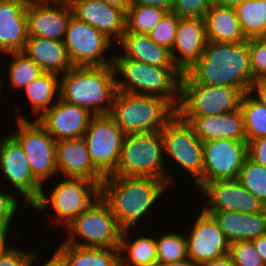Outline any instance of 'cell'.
Segmentation results:
<instances>
[{
  "mask_svg": "<svg viewBox=\"0 0 266 266\" xmlns=\"http://www.w3.org/2000/svg\"><path fill=\"white\" fill-rule=\"evenodd\" d=\"M34 250L24 251L16 246L0 255V266H28Z\"/></svg>",
  "mask_w": 266,
  "mask_h": 266,
  "instance_id": "obj_43",
  "label": "cell"
},
{
  "mask_svg": "<svg viewBox=\"0 0 266 266\" xmlns=\"http://www.w3.org/2000/svg\"><path fill=\"white\" fill-rule=\"evenodd\" d=\"M229 254L236 266H266L254 248L252 240H240L230 243Z\"/></svg>",
  "mask_w": 266,
  "mask_h": 266,
  "instance_id": "obj_39",
  "label": "cell"
},
{
  "mask_svg": "<svg viewBox=\"0 0 266 266\" xmlns=\"http://www.w3.org/2000/svg\"><path fill=\"white\" fill-rule=\"evenodd\" d=\"M243 92L230 86L180 83L181 117L211 116L230 113L240 108Z\"/></svg>",
  "mask_w": 266,
  "mask_h": 266,
  "instance_id": "obj_10",
  "label": "cell"
},
{
  "mask_svg": "<svg viewBox=\"0 0 266 266\" xmlns=\"http://www.w3.org/2000/svg\"><path fill=\"white\" fill-rule=\"evenodd\" d=\"M203 19L208 40L239 44L248 39L241 29L235 8L212 4Z\"/></svg>",
  "mask_w": 266,
  "mask_h": 266,
  "instance_id": "obj_28",
  "label": "cell"
},
{
  "mask_svg": "<svg viewBox=\"0 0 266 266\" xmlns=\"http://www.w3.org/2000/svg\"><path fill=\"white\" fill-rule=\"evenodd\" d=\"M12 224H0V255L7 252L13 246L7 244L8 233L10 234V227Z\"/></svg>",
  "mask_w": 266,
  "mask_h": 266,
  "instance_id": "obj_48",
  "label": "cell"
},
{
  "mask_svg": "<svg viewBox=\"0 0 266 266\" xmlns=\"http://www.w3.org/2000/svg\"><path fill=\"white\" fill-rule=\"evenodd\" d=\"M36 250L37 248L34 249L28 266H33V264L36 263L37 260H39L40 255L37 254ZM41 266H65V263L62 256L55 250L53 255H51L50 258H48V260L44 262V264H41Z\"/></svg>",
  "mask_w": 266,
  "mask_h": 266,
  "instance_id": "obj_45",
  "label": "cell"
},
{
  "mask_svg": "<svg viewBox=\"0 0 266 266\" xmlns=\"http://www.w3.org/2000/svg\"><path fill=\"white\" fill-rule=\"evenodd\" d=\"M113 66L117 90L140 95H153L166 99L176 110L180 103L182 73L177 67L145 64L114 54ZM123 76V79H122ZM121 79V80H120Z\"/></svg>",
  "mask_w": 266,
  "mask_h": 266,
  "instance_id": "obj_4",
  "label": "cell"
},
{
  "mask_svg": "<svg viewBox=\"0 0 266 266\" xmlns=\"http://www.w3.org/2000/svg\"><path fill=\"white\" fill-rule=\"evenodd\" d=\"M129 230L124 229L119 245L120 266H157V245L154 237L139 235L134 240L129 236ZM124 253V254H123Z\"/></svg>",
  "mask_w": 266,
  "mask_h": 266,
  "instance_id": "obj_29",
  "label": "cell"
},
{
  "mask_svg": "<svg viewBox=\"0 0 266 266\" xmlns=\"http://www.w3.org/2000/svg\"><path fill=\"white\" fill-rule=\"evenodd\" d=\"M2 80H3V79L0 78V93H1V91L3 90V87H2V86H3V82H2ZM0 95H1V94H0ZM0 100H1V99H0Z\"/></svg>",
  "mask_w": 266,
  "mask_h": 266,
  "instance_id": "obj_55",
  "label": "cell"
},
{
  "mask_svg": "<svg viewBox=\"0 0 266 266\" xmlns=\"http://www.w3.org/2000/svg\"><path fill=\"white\" fill-rule=\"evenodd\" d=\"M213 216L229 243L254 240L266 234V210L259 213L204 211Z\"/></svg>",
  "mask_w": 266,
  "mask_h": 266,
  "instance_id": "obj_25",
  "label": "cell"
},
{
  "mask_svg": "<svg viewBox=\"0 0 266 266\" xmlns=\"http://www.w3.org/2000/svg\"><path fill=\"white\" fill-rule=\"evenodd\" d=\"M2 139V140H1ZM0 139V173L32 205L39 199L43 185L33 176L26 153L10 134Z\"/></svg>",
  "mask_w": 266,
  "mask_h": 266,
  "instance_id": "obj_14",
  "label": "cell"
},
{
  "mask_svg": "<svg viewBox=\"0 0 266 266\" xmlns=\"http://www.w3.org/2000/svg\"><path fill=\"white\" fill-rule=\"evenodd\" d=\"M244 1L245 0H212V4L222 7L236 8Z\"/></svg>",
  "mask_w": 266,
  "mask_h": 266,
  "instance_id": "obj_52",
  "label": "cell"
},
{
  "mask_svg": "<svg viewBox=\"0 0 266 266\" xmlns=\"http://www.w3.org/2000/svg\"><path fill=\"white\" fill-rule=\"evenodd\" d=\"M179 17L172 11L167 12L160 22L149 33L150 38L158 45L172 50L175 42Z\"/></svg>",
  "mask_w": 266,
  "mask_h": 266,
  "instance_id": "obj_38",
  "label": "cell"
},
{
  "mask_svg": "<svg viewBox=\"0 0 266 266\" xmlns=\"http://www.w3.org/2000/svg\"><path fill=\"white\" fill-rule=\"evenodd\" d=\"M204 19L179 18L171 57L177 69L184 73L201 56L207 43Z\"/></svg>",
  "mask_w": 266,
  "mask_h": 266,
  "instance_id": "obj_22",
  "label": "cell"
},
{
  "mask_svg": "<svg viewBox=\"0 0 266 266\" xmlns=\"http://www.w3.org/2000/svg\"><path fill=\"white\" fill-rule=\"evenodd\" d=\"M113 43L105 34L78 19L73 14L71 15L64 44L69 60L73 66L91 67L112 65L114 53L108 56L106 52L114 45ZM104 54L106 55L104 56Z\"/></svg>",
  "mask_w": 266,
  "mask_h": 266,
  "instance_id": "obj_12",
  "label": "cell"
},
{
  "mask_svg": "<svg viewBox=\"0 0 266 266\" xmlns=\"http://www.w3.org/2000/svg\"><path fill=\"white\" fill-rule=\"evenodd\" d=\"M4 55H10V58H12L9 61V70L7 71H9L8 76L13 91H18L19 89L24 91L23 89H25L28 84L44 73L43 70L22 51L9 52Z\"/></svg>",
  "mask_w": 266,
  "mask_h": 266,
  "instance_id": "obj_34",
  "label": "cell"
},
{
  "mask_svg": "<svg viewBox=\"0 0 266 266\" xmlns=\"http://www.w3.org/2000/svg\"><path fill=\"white\" fill-rule=\"evenodd\" d=\"M24 90L37 120L60 99V76L44 72Z\"/></svg>",
  "mask_w": 266,
  "mask_h": 266,
  "instance_id": "obj_31",
  "label": "cell"
},
{
  "mask_svg": "<svg viewBox=\"0 0 266 266\" xmlns=\"http://www.w3.org/2000/svg\"><path fill=\"white\" fill-rule=\"evenodd\" d=\"M73 14L69 1L27 5L29 37L64 41L68 22Z\"/></svg>",
  "mask_w": 266,
  "mask_h": 266,
  "instance_id": "obj_18",
  "label": "cell"
},
{
  "mask_svg": "<svg viewBox=\"0 0 266 266\" xmlns=\"http://www.w3.org/2000/svg\"><path fill=\"white\" fill-rule=\"evenodd\" d=\"M58 176L84 178L100 187L105 177L92 164L84 137L65 138L56 141Z\"/></svg>",
  "mask_w": 266,
  "mask_h": 266,
  "instance_id": "obj_20",
  "label": "cell"
},
{
  "mask_svg": "<svg viewBox=\"0 0 266 266\" xmlns=\"http://www.w3.org/2000/svg\"><path fill=\"white\" fill-rule=\"evenodd\" d=\"M116 76L113 64L73 66L60 76V99L93 115L110 114L117 92Z\"/></svg>",
  "mask_w": 266,
  "mask_h": 266,
  "instance_id": "obj_3",
  "label": "cell"
},
{
  "mask_svg": "<svg viewBox=\"0 0 266 266\" xmlns=\"http://www.w3.org/2000/svg\"><path fill=\"white\" fill-rule=\"evenodd\" d=\"M161 131L126 134L112 176L154 177L175 183L166 167Z\"/></svg>",
  "mask_w": 266,
  "mask_h": 266,
  "instance_id": "obj_5",
  "label": "cell"
},
{
  "mask_svg": "<svg viewBox=\"0 0 266 266\" xmlns=\"http://www.w3.org/2000/svg\"><path fill=\"white\" fill-rule=\"evenodd\" d=\"M250 92L266 105V76L255 79Z\"/></svg>",
  "mask_w": 266,
  "mask_h": 266,
  "instance_id": "obj_47",
  "label": "cell"
},
{
  "mask_svg": "<svg viewBox=\"0 0 266 266\" xmlns=\"http://www.w3.org/2000/svg\"><path fill=\"white\" fill-rule=\"evenodd\" d=\"M157 245L158 265L172 263L187 258L185 234L181 232H165L155 238Z\"/></svg>",
  "mask_w": 266,
  "mask_h": 266,
  "instance_id": "obj_36",
  "label": "cell"
},
{
  "mask_svg": "<svg viewBox=\"0 0 266 266\" xmlns=\"http://www.w3.org/2000/svg\"><path fill=\"white\" fill-rule=\"evenodd\" d=\"M21 1L29 5V4H41V3H53L59 0H21Z\"/></svg>",
  "mask_w": 266,
  "mask_h": 266,
  "instance_id": "obj_54",
  "label": "cell"
},
{
  "mask_svg": "<svg viewBox=\"0 0 266 266\" xmlns=\"http://www.w3.org/2000/svg\"><path fill=\"white\" fill-rule=\"evenodd\" d=\"M186 235L187 257L202 265L229 253L230 243L212 215L201 210Z\"/></svg>",
  "mask_w": 266,
  "mask_h": 266,
  "instance_id": "obj_17",
  "label": "cell"
},
{
  "mask_svg": "<svg viewBox=\"0 0 266 266\" xmlns=\"http://www.w3.org/2000/svg\"><path fill=\"white\" fill-rule=\"evenodd\" d=\"M247 156L246 141L213 139L203 142L202 185L215 180L237 179Z\"/></svg>",
  "mask_w": 266,
  "mask_h": 266,
  "instance_id": "obj_15",
  "label": "cell"
},
{
  "mask_svg": "<svg viewBox=\"0 0 266 266\" xmlns=\"http://www.w3.org/2000/svg\"><path fill=\"white\" fill-rule=\"evenodd\" d=\"M212 5V0H174L171 11L179 18L203 19Z\"/></svg>",
  "mask_w": 266,
  "mask_h": 266,
  "instance_id": "obj_41",
  "label": "cell"
},
{
  "mask_svg": "<svg viewBox=\"0 0 266 266\" xmlns=\"http://www.w3.org/2000/svg\"><path fill=\"white\" fill-rule=\"evenodd\" d=\"M22 52L46 73L61 76L73 67L61 40L28 37Z\"/></svg>",
  "mask_w": 266,
  "mask_h": 266,
  "instance_id": "obj_26",
  "label": "cell"
},
{
  "mask_svg": "<svg viewBox=\"0 0 266 266\" xmlns=\"http://www.w3.org/2000/svg\"><path fill=\"white\" fill-rule=\"evenodd\" d=\"M177 110L159 96L116 92L110 115L125 134L160 131Z\"/></svg>",
  "mask_w": 266,
  "mask_h": 266,
  "instance_id": "obj_6",
  "label": "cell"
},
{
  "mask_svg": "<svg viewBox=\"0 0 266 266\" xmlns=\"http://www.w3.org/2000/svg\"><path fill=\"white\" fill-rule=\"evenodd\" d=\"M125 58L162 67H176L171 52L166 47L156 44L149 34L128 32L125 30L118 46Z\"/></svg>",
  "mask_w": 266,
  "mask_h": 266,
  "instance_id": "obj_27",
  "label": "cell"
},
{
  "mask_svg": "<svg viewBox=\"0 0 266 266\" xmlns=\"http://www.w3.org/2000/svg\"><path fill=\"white\" fill-rule=\"evenodd\" d=\"M157 266H201V265L193 261L191 258L187 257L184 260H179L172 263H165Z\"/></svg>",
  "mask_w": 266,
  "mask_h": 266,
  "instance_id": "obj_53",
  "label": "cell"
},
{
  "mask_svg": "<svg viewBox=\"0 0 266 266\" xmlns=\"http://www.w3.org/2000/svg\"><path fill=\"white\" fill-rule=\"evenodd\" d=\"M60 178L58 184L47 193L43 188L39 199L32 205L36 211H46L49 205L55 214L52 218L57 226L67 227L80 213L101 195V187L84 178Z\"/></svg>",
  "mask_w": 266,
  "mask_h": 266,
  "instance_id": "obj_8",
  "label": "cell"
},
{
  "mask_svg": "<svg viewBox=\"0 0 266 266\" xmlns=\"http://www.w3.org/2000/svg\"><path fill=\"white\" fill-rule=\"evenodd\" d=\"M55 249L65 266H120L119 248H93L60 243Z\"/></svg>",
  "mask_w": 266,
  "mask_h": 266,
  "instance_id": "obj_30",
  "label": "cell"
},
{
  "mask_svg": "<svg viewBox=\"0 0 266 266\" xmlns=\"http://www.w3.org/2000/svg\"><path fill=\"white\" fill-rule=\"evenodd\" d=\"M253 81L248 39L239 44L208 40L202 56L182 73L180 83L230 86L245 93Z\"/></svg>",
  "mask_w": 266,
  "mask_h": 266,
  "instance_id": "obj_1",
  "label": "cell"
},
{
  "mask_svg": "<svg viewBox=\"0 0 266 266\" xmlns=\"http://www.w3.org/2000/svg\"><path fill=\"white\" fill-rule=\"evenodd\" d=\"M235 11L247 38L266 36V0H245Z\"/></svg>",
  "mask_w": 266,
  "mask_h": 266,
  "instance_id": "obj_33",
  "label": "cell"
},
{
  "mask_svg": "<svg viewBox=\"0 0 266 266\" xmlns=\"http://www.w3.org/2000/svg\"><path fill=\"white\" fill-rule=\"evenodd\" d=\"M199 194L205 199L203 211H236L259 213L266 210L256 196L243 187L237 179L215 180L204 183Z\"/></svg>",
  "mask_w": 266,
  "mask_h": 266,
  "instance_id": "obj_16",
  "label": "cell"
},
{
  "mask_svg": "<svg viewBox=\"0 0 266 266\" xmlns=\"http://www.w3.org/2000/svg\"><path fill=\"white\" fill-rule=\"evenodd\" d=\"M182 118L193 126L202 142L213 139L246 141L244 116L240 108L225 114Z\"/></svg>",
  "mask_w": 266,
  "mask_h": 266,
  "instance_id": "obj_24",
  "label": "cell"
},
{
  "mask_svg": "<svg viewBox=\"0 0 266 266\" xmlns=\"http://www.w3.org/2000/svg\"><path fill=\"white\" fill-rule=\"evenodd\" d=\"M65 230L67 236L62 243L93 248H119L123 231L101 195Z\"/></svg>",
  "mask_w": 266,
  "mask_h": 266,
  "instance_id": "obj_7",
  "label": "cell"
},
{
  "mask_svg": "<svg viewBox=\"0 0 266 266\" xmlns=\"http://www.w3.org/2000/svg\"><path fill=\"white\" fill-rule=\"evenodd\" d=\"M237 180L266 205V167L254 162L247 156Z\"/></svg>",
  "mask_w": 266,
  "mask_h": 266,
  "instance_id": "obj_37",
  "label": "cell"
},
{
  "mask_svg": "<svg viewBox=\"0 0 266 266\" xmlns=\"http://www.w3.org/2000/svg\"><path fill=\"white\" fill-rule=\"evenodd\" d=\"M109 5L122 9L125 13L131 5V0H102Z\"/></svg>",
  "mask_w": 266,
  "mask_h": 266,
  "instance_id": "obj_51",
  "label": "cell"
},
{
  "mask_svg": "<svg viewBox=\"0 0 266 266\" xmlns=\"http://www.w3.org/2000/svg\"><path fill=\"white\" fill-rule=\"evenodd\" d=\"M73 15L117 44L125 32L126 13L102 0H70Z\"/></svg>",
  "mask_w": 266,
  "mask_h": 266,
  "instance_id": "obj_21",
  "label": "cell"
},
{
  "mask_svg": "<svg viewBox=\"0 0 266 266\" xmlns=\"http://www.w3.org/2000/svg\"><path fill=\"white\" fill-rule=\"evenodd\" d=\"M92 117L87 109L59 99L36 121L57 141L82 137Z\"/></svg>",
  "mask_w": 266,
  "mask_h": 266,
  "instance_id": "obj_19",
  "label": "cell"
},
{
  "mask_svg": "<svg viewBox=\"0 0 266 266\" xmlns=\"http://www.w3.org/2000/svg\"><path fill=\"white\" fill-rule=\"evenodd\" d=\"M167 12L152 6L130 5L126 12L125 30L149 34Z\"/></svg>",
  "mask_w": 266,
  "mask_h": 266,
  "instance_id": "obj_35",
  "label": "cell"
},
{
  "mask_svg": "<svg viewBox=\"0 0 266 266\" xmlns=\"http://www.w3.org/2000/svg\"><path fill=\"white\" fill-rule=\"evenodd\" d=\"M247 152L251 160L266 167V137L248 142Z\"/></svg>",
  "mask_w": 266,
  "mask_h": 266,
  "instance_id": "obj_44",
  "label": "cell"
},
{
  "mask_svg": "<svg viewBox=\"0 0 266 266\" xmlns=\"http://www.w3.org/2000/svg\"><path fill=\"white\" fill-rule=\"evenodd\" d=\"M252 241L254 242V248L256 249L257 253L261 256L263 262L266 265V234Z\"/></svg>",
  "mask_w": 266,
  "mask_h": 266,
  "instance_id": "obj_50",
  "label": "cell"
},
{
  "mask_svg": "<svg viewBox=\"0 0 266 266\" xmlns=\"http://www.w3.org/2000/svg\"><path fill=\"white\" fill-rule=\"evenodd\" d=\"M16 118L18 128L10 134L23 147L33 176L44 187V182L58 175L56 140L36 120L31 121L25 115Z\"/></svg>",
  "mask_w": 266,
  "mask_h": 266,
  "instance_id": "obj_11",
  "label": "cell"
},
{
  "mask_svg": "<svg viewBox=\"0 0 266 266\" xmlns=\"http://www.w3.org/2000/svg\"><path fill=\"white\" fill-rule=\"evenodd\" d=\"M170 185L154 177L106 176L101 184V197L109 204L118 225L133 229L145 215L160 203Z\"/></svg>",
  "mask_w": 266,
  "mask_h": 266,
  "instance_id": "obj_2",
  "label": "cell"
},
{
  "mask_svg": "<svg viewBox=\"0 0 266 266\" xmlns=\"http://www.w3.org/2000/svg\"><path fill=\"white\" fill-rule=\"evenodd\" d=\"M125 133L110 114L93 115L83 135L94 167L104 176L118 165Z\"/></svg>",
  "mask_w": 266,
  "mask_h": 266,
  "instance_id": "obj_13",
  "label": "cell"
},
{
  "mask_svg": "<svg viewBox=\"0 0 266 266\" xmlns=\"http://www.w3.org/2000/svg\"><path fill=\"white\" fill-rule=\"evenodd\" d=\"M27 4L21 0H0V53L24 49L28 35Z\"/></svg>",
  "mask_w": 266,
  "mask_h": 266,
  "instance_id": "obj_23",
  "label": "cell"
},
{
  "mask_svg": "<svg viewBox=\"0 0 266 266\" xmlns=\"http://www.w3.org/2000/svg\"><path fill=\"white\" fill-rule=\"evenodd\" d=\"M164 154L191 175L195 187L202 186L203 142L193 126L176 113L160 130Z\"/></svg>",
  "mask_w": 266,
  "mask_h": 266,
  "instance_id": "obj_9",
  "label": "cell"
},
{
  "mask_svg": "<svg viewBox=\"0 0 266 266\" xmlns=\"http://www.w3.org/2000/svg\"><path fill=\"white\" fill-rule=\"evenodd\" d=\"M201 266H236V265L234 264L233 259L228 253L219 258L203 263Z\"/></svg>",
  "mask_w": 266,
  "mask_h": 266,
  "instance_id": "obj_49",
  "label": "cell"
},
{
  "mask_svg": "<svg viewBox=\"0 0 266 266\" xmlns=\"http://www.w3.org/2000/svg\"><path fill=\"white\" fill-rule=\"evenodd\" d=\"M240 109L244 116L246 142L266 137V105L248 91L241 98Z\"/></svg>",
  "mask_w": 266,
  "mask_h": 266,
  "instance_id": "obj_32",
  "label": "cell"
},
{
  "mask_svg": "<svg viewBox=\"0 0 266 266\" xmlns=\"http://www.w3.org/2000/svg\"><path fill=\"white\" fill-rule=\"evenodd\" d=\"M249 59L252 78L266 76V37L248 38Z\"/></svg>",
  "mask_w": 266,
  "mask_h": 266,
  "instance_id": "obj_40",
  "label": "cell"
},
{
  "mask_svg": "<svg viewBox=\"0 0 266 266\" xmlns=\"http://www.w3.org/2000/svg\"><path fill=\"white\" fill-rule=\"evenodd\" d=\"M131 5L152 6L170 12L174 0H131Z\"/></svg>",
  "mask_w": 266,
  "mask_h": 266,
  "instance_id": "obj_46",
  "label": "cell"
},
{
  "mask_svg": "<svg viewBox=\"0 0 266 266\" xmlns=\"http://www.w3.org/2000/svg\"><path fill=\"white\" fill-rule=\"evenodd\" d=\"M1 191V190H0ZM19 199L12 191L0 192V224H14L12 221L15 219L16 212L19 207Z\"/></svg>",
  "mask_w": 266,
  "mask_h": 266,
  "instance_id": "obj_42",
  "label": "cell"
}]
</instances>
